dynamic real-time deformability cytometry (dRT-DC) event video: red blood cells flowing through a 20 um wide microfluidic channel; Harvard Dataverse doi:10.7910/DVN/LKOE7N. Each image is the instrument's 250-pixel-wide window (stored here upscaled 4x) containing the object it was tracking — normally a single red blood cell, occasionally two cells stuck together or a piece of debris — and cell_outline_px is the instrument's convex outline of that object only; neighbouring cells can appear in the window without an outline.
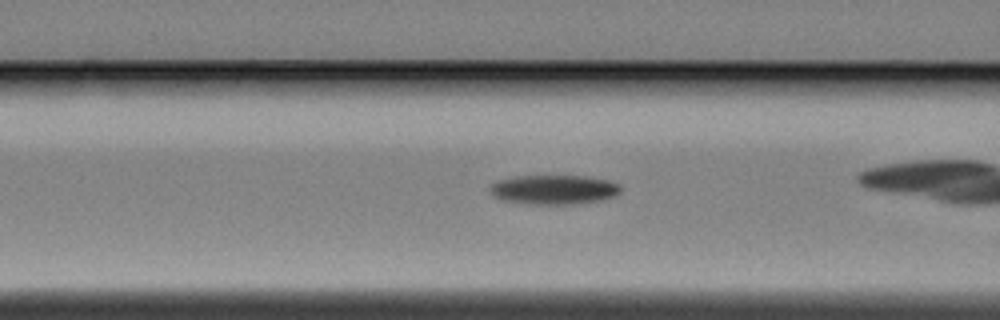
{"species": "Egyptian fruit bat (a non-hibernating species)", "species_latin": "Rousettus aegyptiacus", "temperature_condition": "cold", "stored_images_in_passage": 33, "camera_frame_rate_fps": 3000, "um_per_image_px": 0.085, "animal": {"sex": "female"}, "frame": {"image": 1, "passage_image": 9, "time_ms": 2.667, "image_size_px": [1000, 320], "cell_outline_px": [[620, 192], [616, 196], [600, 200], [576, 204], [524, 204], [504, 200], [496, 196], [488, 188], [492, 184], [500, 180], [516, 176], [588, 176], [608, 180], [620, 184]], "centroid_in_image_um": [47.13, 16.12], "position_along_channel_um": 119.5, "area_um2": 22.37}}
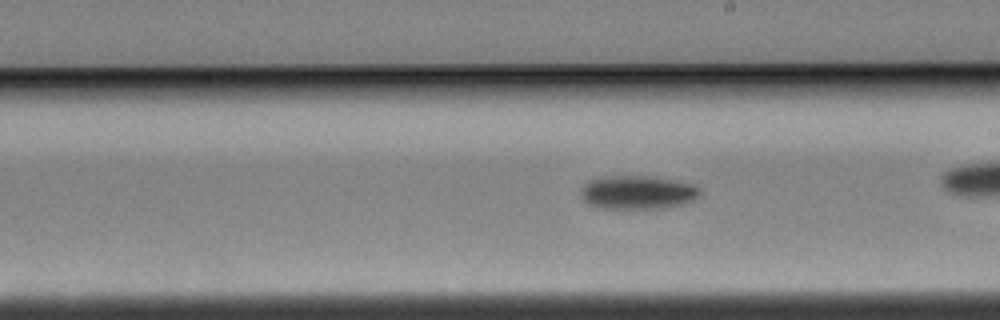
{"frame": {"image": 2, "passage_image": 19, "time_ms": 6.0, "image_size_px": [1000, 320], "cell_outline_px": [[700, 192], [696, 200], [684, 204], [664, 208], [596, 208], [588, 204], [584, 200], [580, 192], [584, 184], [588, 180], [596, 176], [656, 176], [696, 184], [700, 188]], "centroid_in_image_um": [54.21, 16.34], "position_along_channel_um": 234.8, "area_um2": 23.87}}
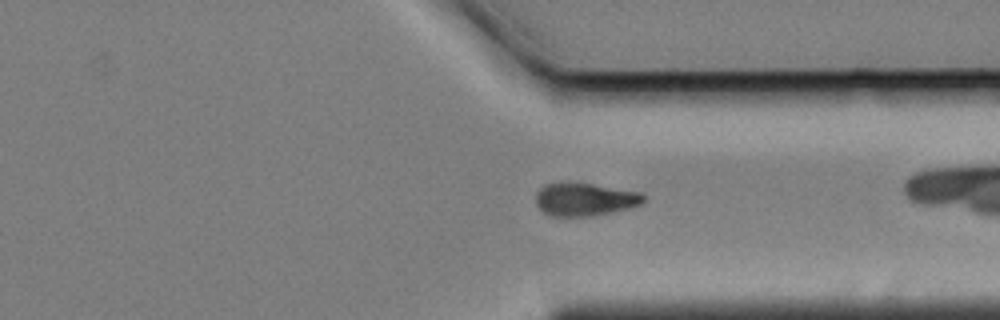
{"frame": {"image": 3, "passage_image": 30, "time_ms": 9.667, "image_size_px": [1000, 320], "cell_outline_px": [[644, 200], [640, 204], [628, 208], [612, 212], [592, 216], [548, 216], [536, 204], [536, 192], [544, 184], [568, 180], [644, 192]], "centroid_in_image_um": [49.68, 16.91], "position_along_channel_um": 361.7, "area_um2": 21.21}}